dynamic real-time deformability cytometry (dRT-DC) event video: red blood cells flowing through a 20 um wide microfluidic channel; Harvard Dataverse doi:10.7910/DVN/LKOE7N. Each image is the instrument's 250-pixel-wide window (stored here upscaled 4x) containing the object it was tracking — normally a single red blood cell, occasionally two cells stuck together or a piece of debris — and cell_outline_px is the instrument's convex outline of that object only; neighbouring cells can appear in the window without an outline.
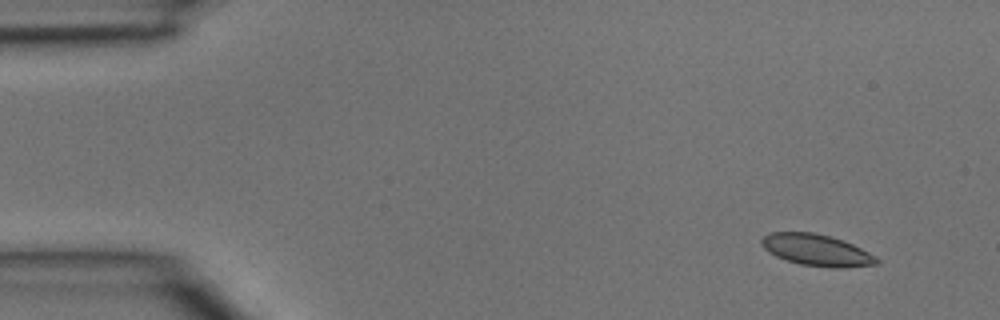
{"species": "common noctule bat (a hibernating species)", "species_latin": "Nyctalus noctula", "temperature_condition": "room temperature", "stored_images_in_passage": 5, "camera_frame_rate_fps": 3000, "um_per_image_px": 0.085, "animal": {"sex": "male", "body_mass_g": 15.6}, "frame": {"image": 1, "passage_image": 1, "time_ms": 0.0, "image_size_px": [1000, 320], "cell_outline_px": [[880, 264], [844, 268], [828, 268], [800, 264], [776, 256], [768, 252], [760, 244], [760, 240], [764, 236], [772, 232], [812, 232], [828, 236], [852, 244], [876, 256], [880, 260]], "centroid_in_image_um": [69.42, 21.27], "position_along_channel_um": 15.6, "area_um2": 21.15}}
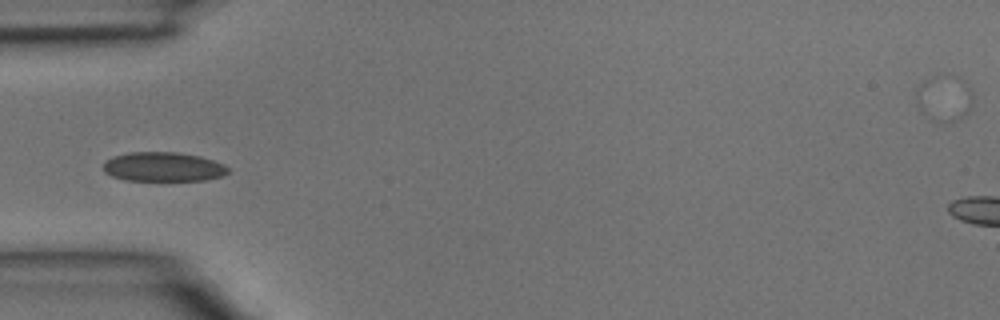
{"frame": {"image": 2, "passage_image": 4, "time_ms": 1.0, "image_size_px": [1000, 320], "cell_outline_px": [[228, 172], [224, 176], [204, 180], [124, 180], [112, 176], [104, 172], [104, 164], [112, 156], [128, 152], [176, 152], [200, 156], [224, 164], [228, 168]], "centroid_in_image_um": [13.88, 14.18], "position_along_channel_um": 71.1, "area_um2": 21.27}}
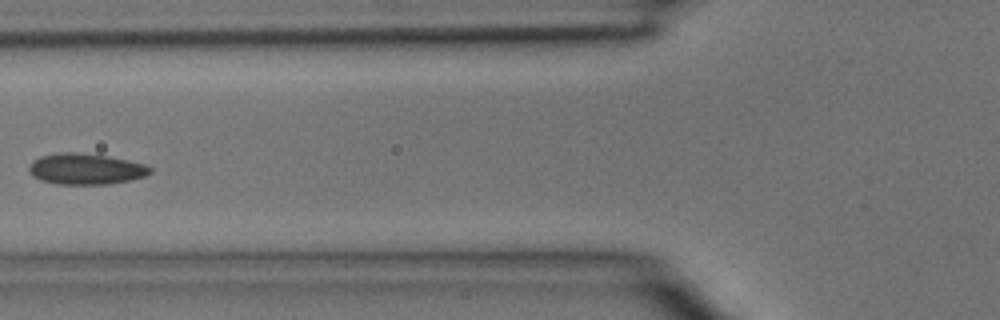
{"frame": {"image": 3, "passage_image": 5, "time_ms": 1.333, "image_size_px": [1000, 320], "cell_outline_px": [[152, 172], [144, 176], [132, 180], [108, 184], [56, 184], [40, 180], [32, 176], [28, 168], [32, 160], [40, 156], [60, 152], [76, 152], [108, 156], [128, 160], [144, 164], [152, 168]], "centroid_in_image_um": [7.27, 14.36], "position_along_channel_um": 118.5, "area_um2": 22.02}}